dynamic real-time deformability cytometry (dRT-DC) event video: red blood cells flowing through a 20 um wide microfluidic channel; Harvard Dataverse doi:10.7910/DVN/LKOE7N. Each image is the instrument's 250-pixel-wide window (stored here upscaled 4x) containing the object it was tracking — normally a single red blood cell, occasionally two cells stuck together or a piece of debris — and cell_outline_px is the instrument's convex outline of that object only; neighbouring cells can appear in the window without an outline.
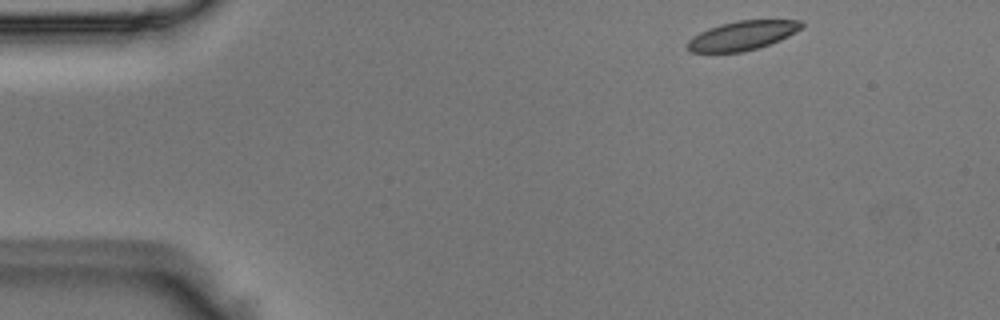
{"species": "Egyptian fruit bat (a non-hibernating species)", "species_latin": "Rousettus aegyptiacus", "temperature_condition": "room temperature", "stored_images_in_passage": 45, "camera_frame_rate_fps": 3000, "um_per_image_px": 0.085, "animal": {"sex": "male"}, "frame": {"image": 1, "passage_image": 1, "time_ms": 0.0, "image_size_px": [1000, 320], "cell_outline_px": [[804, 28], [780, 40], [744, 52], [692, 52], [688, 48], [688, 40], [692, 36], [708, 28], [720, 24], [740, 20], [804, 20]], "centroid_in_image_um": [63.14, 3.01], "position_along_channel_um": 21.9, "area_um2": 19.36}}
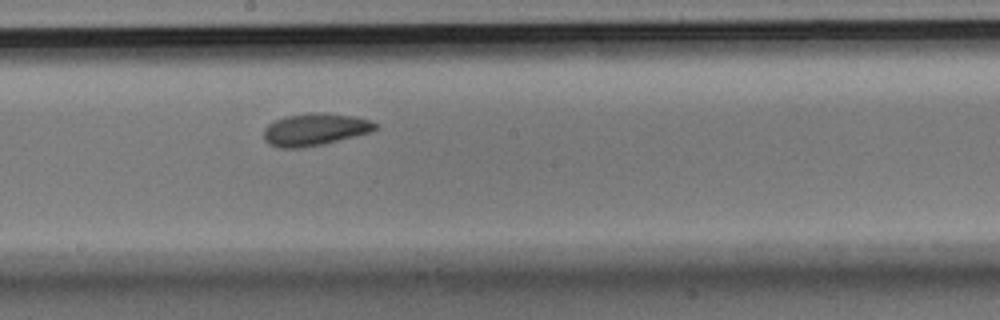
{"frame": {"image": 2, "passage_image": 22, "time_ms": 7.0, "image_size_px": [1000, 320], "cell_outline_px": [[376, 128], [372, 132], [324, 144], [300, 148], [280, 148], [268, 144], [264, 140], [264, 128], [268, 124], [284, 116], [312, 112], [324, 112], [356, 116], [372, 120], [376, 124]], "centroid_in_image_um": [26.77, 11.0], "position_along_channel_um": 221.4, "area_um2": 21.27}}
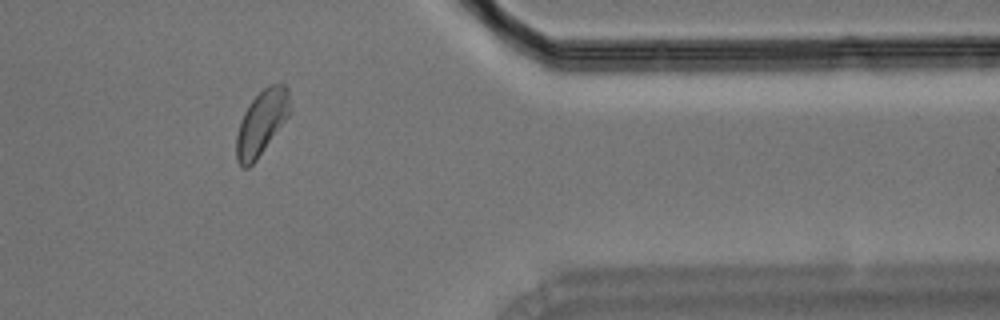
{"frame": {"image": 3, "passage_image": 36, "time_ms": 11.667, "image_size_px": [1000, 320], "cell_outline_px": [[292, 112], [256, 160], [248, 168], [244, 168], [236, 160], [236, 136], [240, 120], [248, 104], [268, 84], [280, 80], [288, 88], [292, 108]], "centroid_in_image_um": [22.27, 10.37], "position_along_channel_um": 389.1, "area_um2": 20.63}}